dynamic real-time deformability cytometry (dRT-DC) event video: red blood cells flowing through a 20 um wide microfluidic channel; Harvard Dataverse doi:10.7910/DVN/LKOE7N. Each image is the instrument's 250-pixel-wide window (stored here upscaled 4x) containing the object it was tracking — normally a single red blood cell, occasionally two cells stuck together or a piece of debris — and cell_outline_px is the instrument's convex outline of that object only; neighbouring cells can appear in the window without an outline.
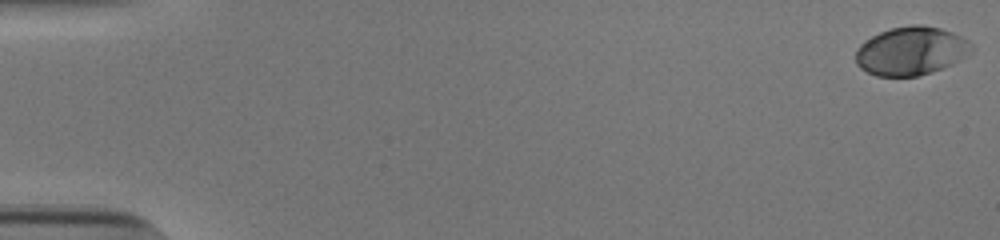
{"species": "human", "species_latin": "Homo sapiens", "temperature_condition": "cold", "stored_images_in_passage": 47, "camera_frame_rate_fps": 3000, "um_per_image_px": 0.085, "donor": {"sex": "male"}, "frame": {"image": 1, "passage_image": 1, "time_ms": 0.0, "image_size_px": [1000, 240], "cell_outline_px": [[972, 52], [960, 60], [952, 64], [932, 72], [916, 76], [876, 76], [860, 68], [856, 64], [856, 48], [864, 40], [880, 32], [892, 28], [912, 24], [924, 24], [940, 28], [952, 32], [968, 40], [972, 44]], "centroid_in_image_um": [77.44, 4.32], "position_along_channel_um": 7.6, "area_um2": 32.89}}
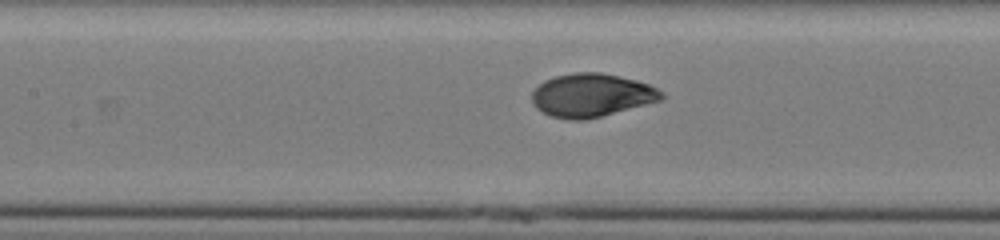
{"frame": {"image": 2, "passage_image": 26, "time_ms": 8.333, "image_size_px": [1000, 240], "cell_outline_px": [[664, 96], [660, 100], [600, 116], [584, 120], [568, 120], [552, 116], [536, 108], [532, 104], [532, 92], [544, 80], [556, 76], [576, 72], [600, 72], [636, 80], [648, 84], [664, 92]], "centroid_in_image_um": [50.25, 8.09], "position_along_channel_um": 157.1, "area_um2": 32.37}}
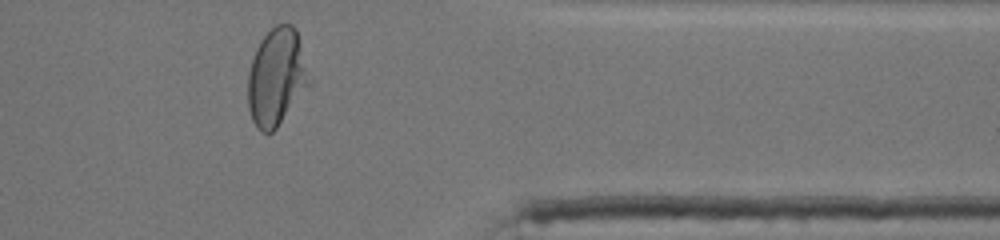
{"frame": {"image": 3, "passage_image": 45, "time_ms": 14.667, "image_size_px": [1000, 240], "cell_outline_px": [[312, 84], [276, 128], [272, 132], [260, 132], [256, 128], [252, 120], [248, 108], [248, 72], [256, 48], [260, 40], [276, 24], [292, 24], [296, 28], [312, 80]], "centroid_in_image_um": [23.53, 6.56], "position_along_channel_um": 387.9, "area_um2": 35.2}, "authors_computed_cell_mechanics": {"area_um2": 32.657, "velocity_mm_per_s": 3.858, "shape_relaxation_time_tau1_ms": 3.3008, "shape_relaxation_time_tau2_ms": null, "deformation_change_tau1": 0.1718, "deformation_change_tau2": null}}